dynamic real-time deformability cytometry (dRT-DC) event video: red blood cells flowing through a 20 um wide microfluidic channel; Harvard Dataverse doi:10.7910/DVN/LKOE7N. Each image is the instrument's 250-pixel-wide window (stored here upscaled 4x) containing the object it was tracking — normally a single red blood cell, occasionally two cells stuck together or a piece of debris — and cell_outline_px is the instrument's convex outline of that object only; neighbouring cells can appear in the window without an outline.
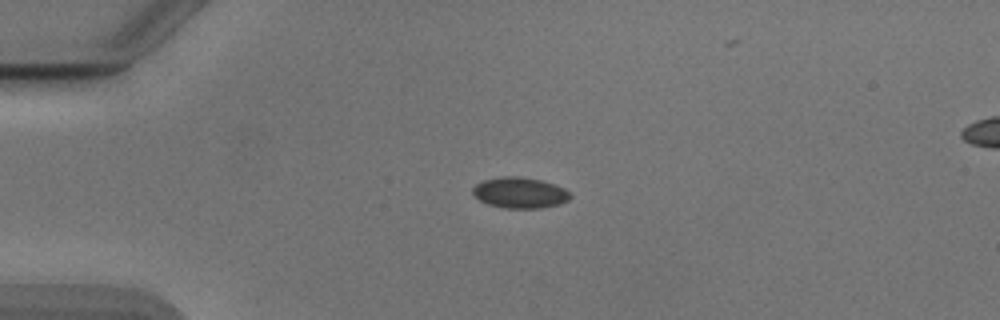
{"species": "Egyptian fruit bat (a non-hibernating species)", "species_latin": "Rousettus aegyptiacus", "temperature_condition": "cold", "stored_images_in_passage": 41, "camera_frame_rate_fps": 3000, "um_per_image_px": 0.085, "animal": {"sex": "male"}, "frame": {"image": 1, "passage_image": 1, "time_ms": 0.0, "image_size_px": [1000, 320], "cell_outline_px": [[572, 196], [568, 200], [560, 204], [540, 208], [504, 208], [488, 204], [480, 200], [472, 192], [472, 188], [476, 184], [484, 180], [504, 176], [516, 176], [540, 180], [564, 188]], "centroid_in_image_um": [44.18, 16.39], "position_along_channel_um": 40.8, "area_um2": 17.34}}
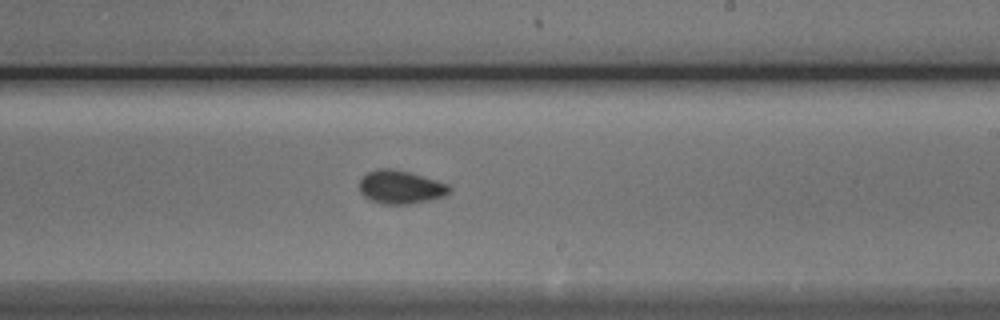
{"frame": {"image": 2, "passage_image": 20, "time_ms": 6.333, "image_size_px": [1000, 320], "cell_outline_px": [[452, 188], [444, 196], [432, 200], [408, 204], [384, 204], [372, 200], [364, 196], [360, 192], [360, 180], [368, 172], [376, 168], [392, 168], [408, 172], [436, 180], [448, 184]], "centroid_in_image_um": [34.05, 15.9], "position_along_channel_um": 254.9, "area_um2": 17.4}}
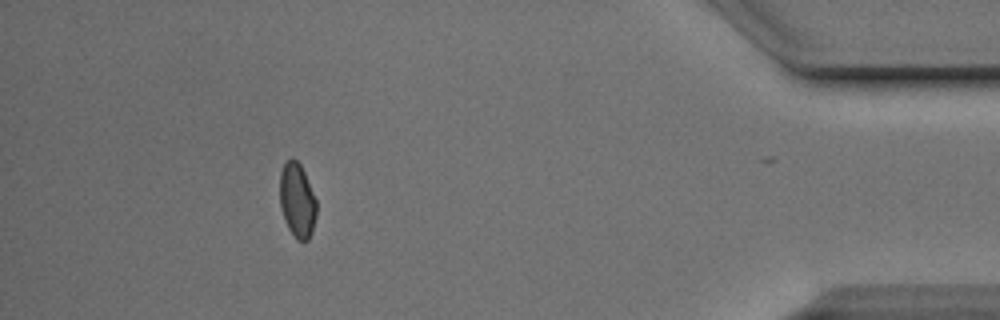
{"frame": {"image": 3, "passage_image": 36, "time_ms": 11.667, "image_size_px": [1000, 320], "cell_outline_px": [[316, 216], [312, 232], [308, 240], [296, 240], [288, 228], [284, 220], [280, 204], [280, 172], [284, 164], [292, 156], [300, 164], [304, 172], [316, 200]], "centroid_in_image_um": [25.25, 17.04], "position_along_channel_um": 409.9, "area_um2": 15.9}, "authors_computed_cell_mechanics": {"area_um2": 16.8776, "velocity_mm_per_s": 3.8949, "shape_relaxation_time_tau1_ms": 2.445, "shape_relaxation_time_tau2_ms": 2.3522, "deformation_change_tau1": 0.0436, "deformation_change_tau2": 0.0363}}